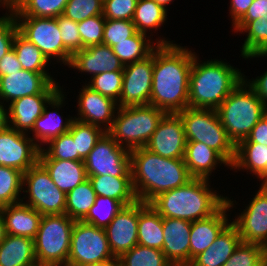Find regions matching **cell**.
<instances>
[{"label":"cell","instance_id":"obj_1","mask_svg":"<svg viewBox=\"0 0 267 266\" xmlns=\"http://www.w3.org/2000/svg\"><path fill=\"white\" fill-rule=\"evenodd\" d=\"M194 54L176 43L158 44L154 48L150 105L166 113H178L189 107V75Z\"/></svg>","mask_w":267,"mask_h":266},{"label":"cell","instance_id":"obj_2","mask_svg":"<svg viewBox=\"0 0 267 266\" xmlns=\"http://www.w3.org/2000/svg\"><path fill=\"white\" fill-rule=\"evenodd\" d=\"M130 168L135 195L144 203L193 179L184 159L164 158L145 147L130 151Z\"/></svg>","mask_w":267,"mask_h":266},{"label":"cell","instance_id":"obj_3","mask_svg":"<svg viewBox=\"0 0 267 266\" xmlns=\"http://www.w3.org/2000/svg\"><path fill=\"white\" fill-rule=\"evenodd\" d=\"M208 179L193 178L187 184L155 197L149 204L162 216L197 221L216 213L226 197L209 185Z\"/></svg>","mask_w":267,"mask_h":266},{"label":"cell","instance_id":"obj_4","mask_svg":"<svg viewBox=\"0 0 267 266\" xmlns=\"http://www.w3.org/2000/svg\"><path fill=\"white\" fill-rule=\"evenodd\" d=\"M194 54L189 75V107L217 109L244 80L241 70L225 61H199Z\"/></svg>","mask_w":267,"mask_h":266},{"label":"cell","instance_id":"obj_5","mask_svg":"<svg viewBox=\"0 0 267 266\" xmlns=\"http://www.w3.org/2000/svg\"><path fill=\"white\" fill-rule=\"evenodd\" d=\"M228 137L235 146L246 139L267 113L262 100L243 80L216 109Z\"/></svg>","mask_w":267,"mask_h":266},{"label":"cell","instance_id":"obj_6","mask_svg":"<svg viewBox=\"0 0 267 266\" xmlns=\"http://www.w3.org/2000/svg\"><path fill=\"white\" fill-rule=\"evenodd\" d=\"M165 114L150 104L118 107L107 133L129 151L145 147Z\"/></svg>","mask_w":267,"mask_h":266},{"label":"cell","instance_id":"obj_7","mask_svg":"<svg viewBox=\"0 0 267 266\" xmlns=\"http://www.w3.org/2000/svg\"><path fill=\"white\" fill-rule=\"evenodd\" d=\"M178 114L184 124L187 142L206 144L232 165L236 146L228 137L216 109L187 107Z\"/></svg>","mask_w":267,"mask_h":266},{"label":"cell","instance_id":"obj_8","mask_svg":"<svg viewBox=\"0 0 267 266\" xmlns=\"http://www.w3.org/2000/svg\"><path fill=\"white\" fill-rule=\"evenodd\" d=\"M75 221L66 214L43 215L34 238L39 265L66 266Z\"/></svg>","mask_w":267,"mask_h":266},{"label":"cell","instance_id":"obj_9","mask_svg":"<svg viewBox=\"0 0 267 266\" xmlns=\"http://www.w3.org/2000/svg\"><path fill=\"white\" fill-rule=\"evenodd\" d=\"M113 259L104 228L75 221L66 266H94Z\"/></svg>","mask_w":267,"mask_h":266},{"label":"cell","instance_id":"obj_10","mask_svg":"<svg viewBox=\"0 0 267 266\" xmlns=\"http://www.w3.org/2000/svg\"><path fill=\"white\" fill-rule=\"evenodd\" d=\"M23 193L28 196L24 204L43 215L65 214L66 194L51 179L49 172L38 161L23 173ZM27 189H25L24 188Z\"/></svg>","mask_w":267,"mask_h":266},{"label":"cell","instance_id":"obj_11","mask_svg":"<svg viewBox=\"0 0 267 266\" xmlns=\"http://www.w3.org/2000/svg\"><path fill=\"white\" fill-rule=\"evenodd\" d=\"M18 32L32 42L50 61L69 65L72 53L63 45L56 18L15 17Z\"/></svg>","mask_w":267,"mask_h":266},{"label":"cell","instance_id":"obj_12","mask_svg":"<svg viewBox=\"0 0 267 266\" xmlns=\"http://www.w3.org/2000/svg\"><path fill=\"white\" fill-rule=\"evenodd\" d=\"M87 175L131 177L130 151L105 132L84 159Z\"/></svg>","mask_w":267,"mask_h":266},{"label":"cell","instance_id":"obj_13","mask_svg":"<svg viewBox=\"0 0 267 266\" xmlns=\"http://www.w3.org/2000/svg\"><path fill=\"white\" fill-rule=\"evenodd\" d=\"M154 66V49L145 59L124 66L118 107L150 104Z\"/></svg>","mask_w":267,"mask_h":266},{"label":"cell","instance_id":"obj_14","mask_svg":"<svg viewBox=\"0 0 267 266\" xmlns=\"http://www.w3.org/2000/svg\"><path fill=\"white\" fill-rule=\"evenodd\" d=\"M28 133L10 126L0 131V166L10 167L25 173L39 161L40 147Z\"/></svg>","mask_w":267,"mask_h":266},{"label":"cell","instance_id":"obj_15","mask_svg":"<svg viewBox=\"0 0 267 266\" xmlns=\"http://www.w3.org/2000/svg\"><path fill=\"white\" fill-rule=\"evenodd\" d=\"M186 142L184 124L180 115L166 113L145 148L164 158L183 159Z\"/></svg>","mask_w":267,"mask_h":266},{"label":"cell","instance_id":"obj_16","mask_svg":"<svg viewBox=\"0 0 267 266\" xmlns=\"http://www.w3.org/2000/svg\"><path fill=\"white\" fill-rule=\"evenodd\" d=\"M260 188L246 208L232 219L242 242L264 245L267 242V190Z\"/></svg>","mask_w":267,"mask_h":266},{"label":"cell","instance_id":"obj_17","mask_svg":"<svg viewBox=\"0 0 267 266\" xmlns=\"http://www.w3.org/2000/svg\"><path fill=\"white\" fill-rule=\"evenodd\" d=\"M61 89L58 82H52L42 93L18 98L8 103V123L17 131H32L36 120L43 114L44 107Z\"/></svg>","mask_w":267,"mask_h":266},{"label":"cell","instance_id":"obj_18","mask_svg":"<svg viewBox=\"0 0 267 266\" xmlns=\"http://www.w3.org/2000/svg\"><path fill=\"white\" fill-rule=\"evenodd\" d=\"M139 200L124 206L104 228L111 252L115 258L138 244Z\"/></svg>","mask_w":267,"mask_h":266},{"label":"cell","instance_id":"obj_19","mask_svg":"<svg viewBox=\"0 0 267 266\" xmlns=\"http://www.w3.org/2000/svg\"><path fill=\"white\" fill-rule=\"evenodd\" d=\"M82 87L77 96L78 116H74V119L98 126L107 132L114 121L117 102L92 90L86 83Z\"/></svg>","mask_w":267,"mask_h":266},{"label":"cell","instance_id":"obj_20","mask_svg":"<svg viewBox=\"0 0 267 266\" xmlns=\"http://www.w3.org/2000/svg\"><path fill=\"white\" fill-rule=\"evenodd\" d=\"M234 201L226 196V203L213 215L193 221L190 232V263L207 250L219 234L231 223L227 211L235 207ZM227 213V214H226Z\"/></svg>","mask_w":267,"mask_h":266},{"label":"cell","instance_id":"obj_21","mask_svg":"<svg viewBox=\"0 0 267 266\" xmlns=\"http://www.w3.org/2000/svg\"><path fill=\"white\" fill-rule=\"evenodd\" d=\"M52 82H56L49 73H36L20 70L0 77V101L10 103L18 98L42 93Z\"/></svg>","mask_w":267,"mask_h":266},{"label":"cell","instance_id":"obj_22","mask_svg":"<svg viewBox=\"0 0 267 266\" xmlns=\"http://www.w3.org/2000/svg\"><path fill=\"white\" fill-rule=\"evenodd\" d=\"M191 221L163 217L162 252L173 266L190 264Z\"/></svg>","mask_w":267,"mask_h":266},{"label":"cell","instance_id":"obj_23","mask_svg":"<svg viewBox=\"0 0 267 266\" xmlns=\"http://www.w3.org/2000/svg\"><path fill=\"white\" fill-rule=\"evenodd\" d=\"M68 66L81 73L90 74V78L107 71H123L124 69V65L114 54L112 48L105 44L92 45L74 52Z\"/></svg>","mask_w":267,"mask_h":266},{"label":"cell","instance_id":"obj_24","mask_svg":"<svg viewBox=\"0 0 267 266\" xmlns=\"http://www.w3.org/2000/svg\"><path fill=\"white\" fill-rule=\"evenodd\" d=\"M63 93L65 92H63L62 87L46 104L43 114L36 120L32 132H30V134L34 132L32 139L40 148L43 144L45 146L52 138L68 132L74 120V117L69 116V119L65 118L63 121L59 114L60 112L58 110L65 104L66 97H64L65 95ZM47 105L53 108V111H50V109L48 111L49 106Z\"/></svg>","mask_w":267,"mask_h":266},{"label":"cell","instance_id":"obj_25","mask_svg":"<svg viewBox=\"0 0 267 266\" xmlns=\"http://www.w3.org/2000/svg\"><path fill=\"white\" fill-rule=\"evenodd\" d=\"M6 234L28 237L34 240L42 215L23 202L5 205L2 211Z\"/></svg>","mask_w":267,"mask_h":266},{"label":"cell","instance_id":"obj_26","mask_svg":"<svg viewBox=\"0 0 267 266\" xmlns=\"http://www.w3.org/2000/svg\"><path fill=\"white\" fill-rule=\"evenodd\" d=\"M241 241L237 227L231 222L211 246L196 256L188 266H222Z\"/></svg>","mask_w":267,"mask_h":266},{"label":"cell","instance_id":"obj_27","mask_svg":"<svg viewBox=\"0 0 267 266\" xmlns=\"http://www.w3.org/2000/svg\"><path fill=\"white\" fill-rule=\"evenodd\" d=\"M183 159L193 178L209 180V176L217 166L224 164L230 168V165L215 150L200 142H186Z\"/></svg>","mask_w":267,"mask_h":266},{"label":"cell","instance_id":"obj_28","mask_svg":"<svg viewBox=\"0 0 267 266\" xmlns=\"http://www.w3.org/2000/svg\"><path fill=\"white\" fill-rule=\"evenodd\" d=\"M54 184L65 194L88 179L84 161L39 159Z\"/></svg>","mask_w":267,"mask_h":266},{"label":"cell","instance_id":"obj_29","mask_svg":"<svg viewBox=\"0 0 267 266\" xmlns=\"http://www.w3.org/2000/svg\"><path fill=\"white\" fill-rule=\"evenodd\" d=\"M37 265L34 240L6 234L0 243V266Z\"/></svg>","mask_w":267,"mask_h":266},{"label":"cell","instance_id":"obj_30","mask_svg":"<svg viewBox=\"0 0 267 266\" xmlns=\"http://www.w3.org/2000/svg\"><path fill=\"white\" fill-rule=\"evenodd\" d=\"M230 169L248 170L257 179L267 178V146L259 143L240 142L235 147V158Z\"/></svg>","mask_w":267,"mask_h":266},{"label":"cell","instance_id":"obj_31","mask_svg":"<svg viewBox=\"0 0 267 266\" xmlns=\"http://www.w3.org/2000/svg\"><path fill=\"white\" fill-rule=\"evenodd\" d=\"M96 196L109 197L120 201L124 206L137 201L131 177H112L110 175H87Z\"/></svg>","mask_w":267,"mask_h":266},{"label":"cell","instance_id":"obj_32","mask_svg":"<svg viewBox=\"0 0 267 266\" xmlns=\"http://www.w3.org/2000/svg\"><path fill=\"white\" fill-rule=\"evenodd\" d=\"M163 217L149 204L139 201L138 244L162 250Z\"/></svg>","mask_w":267,"mask_h":266},{"label":"cell","instance_id":"obj_33","mask_svg":"<svg viewBox=\"0 0 267 266\" xmlns=\"http://www.w3.org/2000/svg\"><path fill=\"white\" fill-rule=\"evenodd\" d=\"M164 38H158L156 42H153L151 36L148 35L147 37L146 34L137 32L134 36L118 42L111 48L121 63L126 66L145 59L158 44H173V41L171 42Z\"/></svg>","mask_w":267,"mask_h":266},{"label":"cell","instance_id":"obj_34","mask_svg":"<svg viewBox=\"0 0 267 266\" xmlns=\"http://www.w3.org/2000/svg\"><path fill=\"white\" fill-rule=\"evenodd\" d=\"M239 32L247 33L240 50L242 58L267 56V16L249 21Z\"/></svg>","mask_w":267,"mask_h":266},{"label":"cell","instance_id":"obj_35","mask_svg":"<svg viewBox=\"0 0 267 266\" xmlns=\"http://www.w3.org/2000/svg\"><path fill=\"white\" fill-rule=\"evenodd\" d=\"M161 5L154 0H138L133 17V23L137 32L147 35L148 30L157 31L167 20V13Z\"/></svg>","mask_w":267,"mask_h":266},{"label":"cell","instance_id":"obj_36","mask_svg":"<svg viewBox=\"0 0 267 266\" xmlns=\"http://www.w3.org/2000/svg\"><path fill=\"white\" fill-rule=\"evenodd\" d=\"M95 198L96 193L87 179L66 194L65 214L74 221H82L94 205Z\"/></svg>","mask_w":267,"mask_h":266},{"label":"cell","instance_id":"obj_37","mask_svg":"<svg viewBox=\"0 0 267 266\" xmlns=\"http://www.w3.org/2000/svg\"><path fill=\"white\" fill-rule=\"evenodd\" d=\"M12 48L22 65V69L36 73H49L46 67H48V64H51V61L49 62L42 51L32 42L24 38L19 32L14 37Z\"/></svg>","mask_w":267,"mask_h":266},{"label":"cell","instance_id":"obj_38","mask_svg":"<svg viewBox=\"0 0 267 266\" xmlns=\"http://www.w3.org/2000/svg\"><path fill=\"white\" fill-rule=\"evenodd\" d=\"M69 0H20L14 17L57 18L63 15Z\"/></svg>","mask_w":267,"mask_h":266},{"label":"cell","instance_id":"obj_39","mask_svg":"<svg viewBox=\"0 0 267 266\" xmlns=\"http://www.w3.org/2000/svg\"><path fill=\"white\" fill-rule=\"evenodd\" d=\"M118 260L120 266H173L162 250L139 244L122 254Z\"/></svg>","mask_w":267,"mask_h":266},{"label":"cell","instance_id":"obj_40","mask_svg":"<svg viewBox=\"0 0 267 266\" xmlns=\"http://www.w3.org/2000/svg\"><path fill=\"white\" fill-rule=\"evenodd\" d=\"M73 138L76 146V153L84 160L93 150L97 141L105 131L95 125L84 123L76 119L73 120L68 131Z\"/></svg>","mask_w":267,"mask_h":266},{"label":"cell","instance_id":"obj_41","mask_svg":"<svg viewBox=\"0 0 267 266\" xmlns=\"http://www.w3.org/2000/svg\"><path fill=\"white\" fill-rule=\"evenodd\" d=\"M23 172L20 170L0 166V203L11 205L26 199V194L21 197L23 190Z\"/></svg>","mask_w":267,"mask_h":266},{"label":"cell","instance_id":"obj_42","mask_svg":"<svg viewBox=\"0 0 267 266\" xmlns=\"http://www.w3.org/2000/svg\"><path fill=\"white\" fill-rule=\"evenodd\" d=\"M123 208L124 205L116 199L96 196L94 205L82 222L105 228Z\"/></svg>","mask_w":267,"mask_h":266},{"label":"cell","instance_id":"obj_43","mask_svg":"<svg viewBox=\"0 0 267 266\" xmlns=\"http://www.w3.org/2000/svg\"><path fill=\"white\" fill-rule=\"evenodd\" d=\"M45 149L41 147L39 159H59L84 161L78 153H76L75 142L69 132L63 133L49 140Z\"/></svg>","mask_w":267,"mask_h":266},{"label":"cell","instance_id":"obj_44","mask_svg":"<svg viewBox=\"0 0 267 266\" xmlns=\"http://www.w3.org/2000/svg\"><path fill=\"white\" fill-rule=\"evenodd\" d=\"M122 84L123 71H107L94 75L86 85L118 103L122 91Z\"/></svg>","mask_w":267,"mask_h":266},{"label":"cell","instance_id":"obj_45","mask_svg":"<svg viewBox=\"0 0 267 266\" xmlns=\"http://www.w3.org/2000/svg\"><path fill=\"white\" fill-rule=\"evenodd\" d=\"M222 266H264L263 246L241 241Z\"/></svg>","mask_w":267,"mask_h":266},{"label":"cell","instance_id":"obj_46","mask_svg":"<svg viewBox=\"0 0 267 266\" xmlns=\"http://www.w3.org/2000/svg\"><path fill=\"white\" fill-rule=\"evenodd\" d=\"M103 0H69L63 16L75 22H81L95 15H102Z\"/></svg>","mask_w":267,"mask_h":266},{"label":"cell","instance_id":"obj_47","mask_svg":"<svg viewBox=\"0 0 267 266\" xmlns=\"http://www.w3.org/2000/svg\"><path fill=\"white\" fill-rule=\"evenodd\" d=\"M105 20L103 15H95L78 22L82 49L92 45L103 44Z\"/></svg>","mask_w":267,"mask_h":266},{"label":"cell","instance_id":"obj_48","mask_svg":"<svg viewBox=\"0 0 267 266\" xmlns=\"http://www.w3.org/2000/svg\"><path fill=\"white\" fill-rule=\"evenodd\" d=\"M137 33L132 20H105L103 44L110 47L122 42Z\"/></svg>","mask_w":267,"mask_h":266},{"label":"cell","instance_id":"obj_49","mask_svg":"<svg viewBox=\"0 0 267 266\" xmlns=\"http://www.w3.org/2000/svg\"><path fill=\"white\" fill-rule=\"evenodd\" d=\"M138 0H103L102 15L109 20H133Z\"/></svg>","mask_w":267,"mask_h":266},{"label":"cell","instance_id":"obj_50","mask_svg":"<svg viewBox=\"0 0 267 266\" xmlns=\"http://www.w3.org/2000/svg\"><path fill=\"white\" fill-rule=\"evenodd\" d=\"M58 27L61 32L63 45L73 54L82 49L81 36L78 31V22L66 18L63 15L57 18Z\"/></svg>","mask_w":267,"mask_h":266},{"label":"cell","instance_id":"obj_51","mask_svg":"<svg viewBox=\"0 0 267 266\" xmlns=\"http://www.w3.org/2000/svg\"><path fill=\"white\" fill-rule=\"evenodd\" d=\"M9 13V14H8ZM0 17V60L12 49L13 40L18 32L13 11H9Z\"/></svg>","mask_w":267,"mask_h":266},{"label":"cell","instance_id":"obj_52","mask_svg":"<svg viewBox=\"0 0 267 266\" xmlns=\"http://www.w3.org/2000/svg\"><path fill=\"white\" fill-rule=\"evenodd\" d=\"M267 16V0H254L246 14L232 27L238 33L249 21Z\"/></svg>","mask_w":267,"mask_h":266},{"label":"cell","instance_id":"obj_53","mask_svg":"<svg viewBox=\"0 0 267 266\" xmlns=\"http://www.w3.org/2000/svg\"><path fill=\"white\" fill-rule=\"evenodd\" d=\"M241 142L259 143L267 146V113L256 123L248 137Z\"/></svg>","mask_w":267,"mask_h":266},{"label":"cell","instance_id":"obj_54","mask_svg":"<svg viewBox=\"0 0 267 266\" xmlns=\"http://www.w3.org/2000/svg\"><path fill=\"white\" fill-rule=\"evenodd\" d=\"M22 70V65L17 59L14 49H10L0 60V77L10 75L13 72Z\"/></svg>","mask_w":267,"mask_h":266},{"label":"cell","instance_id":"obj_55","mask_svg":"<svg viewBox=\"0 0 267 266\" xmlns=\"http://www.w3.org/2000/svg\"><path fill=\"white\" fill-rule=\"evenodd\" d=\"M245 82L254 90L256 95L262 100L265 108L267 109V71L263 75L256 77L255 79H245Z\"/></svg>","mask_w":267,"mask_h":266},{"label":"cell","instance_id":"obj_56","mask_svg":"<svg viewBox=\"0 0 267 266\" xmlns=\"http://www.w3.org/2000/svg\"><path fill=\"white\" fill-rule=\"evenodd\" d=\"M254 0H230L229 14L232 17V27L246 14Z\"/></svg>","mask_w":267,"mask_h":266},{"label":"cell","instance_id":"obj_57","mask_svg":"<svg viewBox=\"0 0 267 266\" xmlns=\"http://www.w3.org/2000/svg\"><path fill=\"white\" fill-rule=\"evenodd\" d=\"M5 105L6 103L4 104L0 101V131L9 127L8 110L6 109Z\"/></svg>","mask_w":267,"mask_h":266},{"label":"cell","instance_id":"obj_58","mask_svg":"<svg viewBox=\"0 0 267 266\" xmlns=\"http://www.w3.org/2000/svg\"><path fill=\"white\" fill-rule=\"evenodd\" d=\"M0 2L6 7L5 10L15 11L18 8V0H0Z\"/></svg>","mask_w":267,"mask_h":266},{"label":"cell","instance_id":"obj_59","mask_svg":"<svg viewBox=\"0 0 267 266\" xmlns=\"http://www.w3.org/2000/svg\"><path fill=\"white\" fill-rule=\"evenodd\" d=\"M6 236L5 224L2 214H0V243L4 240Z\"/></svg>","mask_w":267,"mask_h":266},{"label":"cell","instance_id":"obj_60","mask_svg":"<svg viewBox=\"0 0 267 266\" xmlns=\"http://www.w3.org/2000/svg\"><path fill=\"white\" fill-rule=\"evenodd\" d=\"M94 266H120L118 258H115L109 262L103 263V264H97Z\"/></svg>","mask_w":267,"mask_h":266},{"label":"cell","instance_id":"obj_61","mask_svg":"<svg viewBox=\"0 0 267 266\" xmlns=\"http://www.w3.org/2000/svg\"><path fill=\"white\" fill-rule=\"evenodd\" d=\"M157 4L161 5L165 10L168 8L166 7L169 5L173 0H154Z\"/></svg>","mask_w":267,"mask_h":266},{"label":"cell","instance_id":"obj_62","mask_svg":"<svg viewBox=\"0 0 267 266\" xmlns=\"http://www.w3.org/2000/svg\"><path fill=\"white\" fill-rule=\"evenodd\" d=\"M264 266H267V242L263 245Z\"/></svg>","mask_w":267,"mask_h":266},{"label":"cell","instance_id":"obj_63","mask_svg":"<svg viewBox=\"0 0 267 266\" xmlns=\"http://www.w3.org/2000/svg\"><path fill=\"white\" fill-rule=\"evenodd\" d=\"M261 184L266 188V190H267V178L266 179H264L262 182H261Z\"/></svg>","mask_w":267,"mask_h":266},{"label":"cell","instance_id":"obj_64","mask_svg":"<svg viewBox=\"0 0 267 266\" xmlns=\"http://www.w3.org/2000/svg\"><path fill=\"white\" fill-rule=\"evenodd\" d=\"M3 207H4V205H2V204L0 203V214H2Z\"/></svg>","mask_w":267,"mask_h":266},{"label":"cell","instance_id":"obj_65","mask_svg":"<svg viewBox=\"0 0 267 266\" xmlns=\"http://www.w3.org/2000/svg\"><path fill=\"white\" fill-rule=\"evenodd\" d=\"M1 5H2V6H1ZM0 6H1L2 8H4V9L6 8L1 2H0Z\"/></svg>","mask_w":267,"mask_h":266},{"label":"cell","instance_id":"obj_66","mask_svg":"<svg viewBox=\"0 0 267 266\" xmlns=\"http://www.w3.org/2000/svg\"><path fill=\"white\" fill-rule=\"evenodd\" d=\"M35 266H49V265H39V264H37V265H35Z\"/></svg>","mask_w":267,"mask_h":266}]
</instances>
